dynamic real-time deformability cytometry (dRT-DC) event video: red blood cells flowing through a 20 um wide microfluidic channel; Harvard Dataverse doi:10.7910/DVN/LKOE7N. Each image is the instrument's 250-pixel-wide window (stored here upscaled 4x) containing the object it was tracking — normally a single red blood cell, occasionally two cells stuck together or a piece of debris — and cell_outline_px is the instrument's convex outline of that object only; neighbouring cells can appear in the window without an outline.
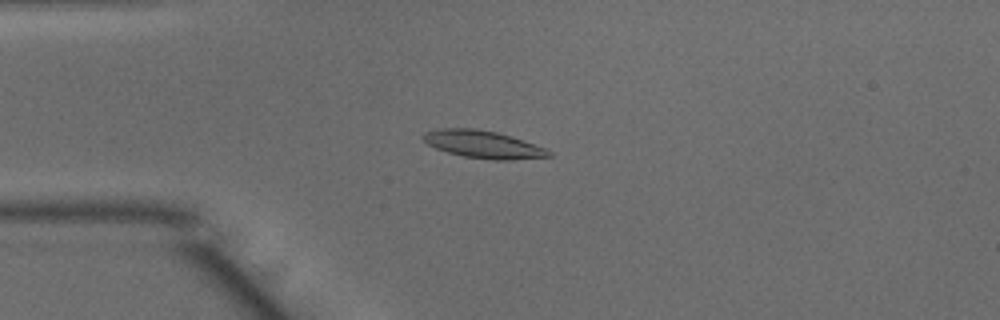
{"species": "common noctule bat (a hibernating species)", "species_latin": "Nyctalus noctula", "temperature_condition": "warm", "stored_images_in_passage": 49, "camera_frame_rate_fps": 3000, "um_per_image_px": 0.085, "animal": {"sex": "male", "body_mass_g": 15.6}, "frame": {"image": 1, "passage_image": 12, "time_ms": 3.667, "image_size_px": [1000, 320], "cell_outline_px": [[552, 156], [512, 160], [492, 160], [464, 156], [448, 152], [436, 148], [428, 144], [420, 136], [424, 132], [440, 128], [476, 128], [496, 132], [512, 136], [544, 148], [552, 152]], "centroid_in_image_um": [41.05, 12.27], "position_along_channel_um": 44.0, "area_um2": 20.11}}
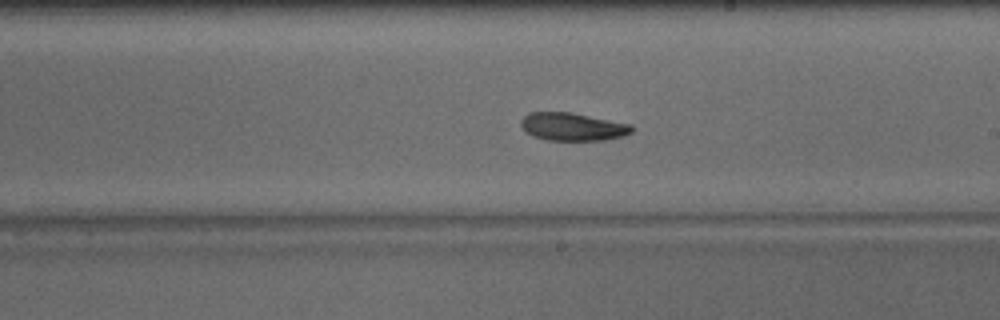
{"frame": {"image": 2, "passage_image": 28, "time_ms": 9.0, "image_size_px": [1000, 320], "cell_outline_px": [[632, 132], [624, 136], [604, 140], [548, 140], [532, 136], [520, 124], [520, 120], [528, 112], [568, 112], [632, 124]], "centroid_in_image_um": [48.67, 10.77], "position_along_channel_um": 240.3, "area_um2": 17.92}}
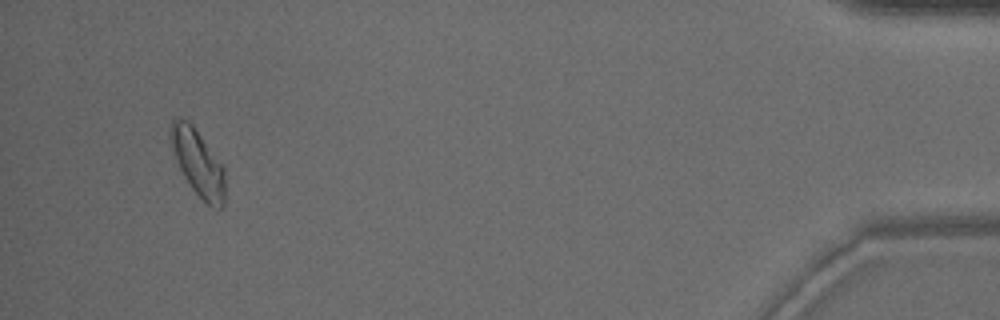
{"frame": {"image": 3, "passage_image": 47, "time_ms": 15.333, "image_size_px": [1000, 320], "cell_outline_px": [[224, 204], [220, 208], [216, 208], [208, 204], [192, 188], [184, 176], [176, 160], [168, 136], [168, 128], [172, 120], [176, 116], [188, 120], [192, 124], [224, 168]], "centroid_in_image_um": [16.77, 13.77], "position_along_channel_um": 418.4, "area_um2": 20.81}, "authors_computed_cell_mechanics": {"area_um2": 18.785, "velocity_mm_per_s": 4.0043, "shape_relaxation_time_tau1_ms": 5.389, "shape_relaxation_time_tau2_ms": 5.7538, "deformation_change_tau1": 0.1431, "deformation_change_tau2": 0.1335}}